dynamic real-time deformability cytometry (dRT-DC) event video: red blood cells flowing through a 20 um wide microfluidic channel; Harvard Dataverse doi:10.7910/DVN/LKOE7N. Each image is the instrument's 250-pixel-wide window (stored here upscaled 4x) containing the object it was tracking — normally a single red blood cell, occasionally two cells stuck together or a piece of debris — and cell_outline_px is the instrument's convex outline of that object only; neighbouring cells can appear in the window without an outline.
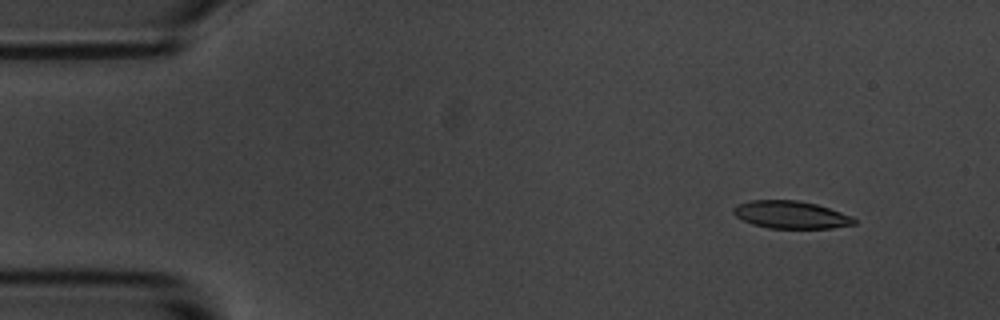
{"species": "common noctule bat (a hibernating species)", "species_latin": "Nyctalus noctula", "temperature_condition": "room temperature", "stored_images_in_passage": 5, "camera_frame_rate_fps": 3000, "um_per_image_px": 0.085, "animal": {"sex": "male", "body_mass_g": 20.1, "forearm_length_mm": 53.5}, "frame": {"image": 1, "passage_image": 2, "time_ms": 1.333, "image_size_px": [1000, 320], "cell_outline_px": [[856, 224], [832, 228], [768, 228], [752, 224], [736, 216], [732, 212], [732, 208], [740, 204], [752, 200], [796, 200], [816, 204], [852, 216], [856, 220]], "centroid_in_image_um": [67.23, 18.26], "position_along_channel_um": 17.8, "area_um2": 19.25}}
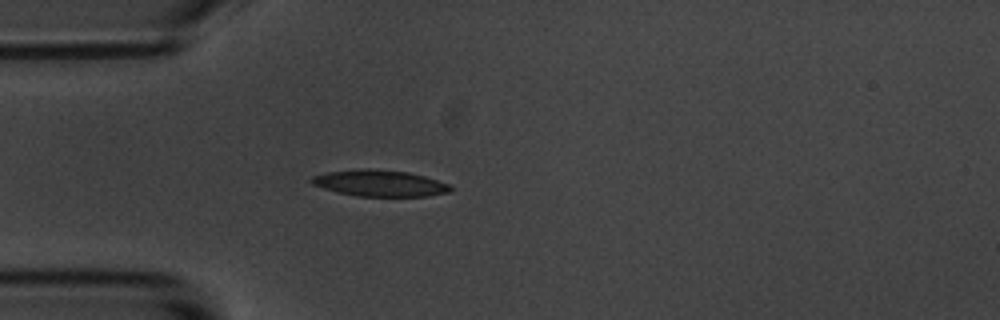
{"frame": {"image": 2, "passage_image": 5, "time_ms": 4.667, "image_size_px": [1000, 320], "cell_outline_px": [[452, 192], [428, 196], [356, 196], [324, 188], [312, 184], [308, 180], [312, 176], [328, 172], [364, 168], [368, 168], [408, 172], [424, 176], [448, 184], [452, 188]], "centroid_in_image_um": [32.28, 15.57], "position_along_channel_um": 52.7, "area_um2": 21.21}}